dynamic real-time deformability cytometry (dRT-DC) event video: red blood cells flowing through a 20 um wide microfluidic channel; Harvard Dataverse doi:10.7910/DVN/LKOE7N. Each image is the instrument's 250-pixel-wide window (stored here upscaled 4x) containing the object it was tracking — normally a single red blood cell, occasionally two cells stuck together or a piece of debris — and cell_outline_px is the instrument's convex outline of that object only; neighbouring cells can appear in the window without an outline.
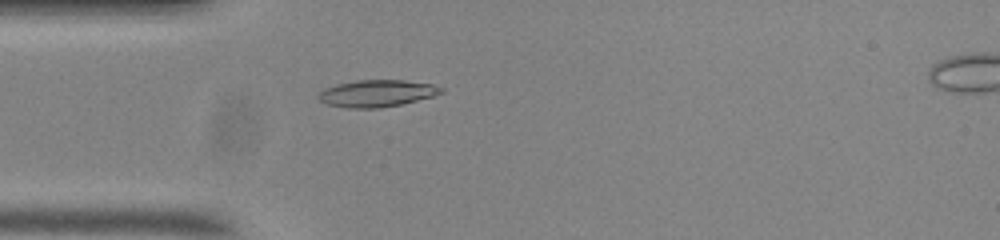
{"species": "common noctule bat (a hibernating species)", "species_latin": "Nyctalus noctula", "temperature_condition": "room temperature", "stored_images_in_passage": 54, "camera_frame_rate_fps": 3000, "um_per_image_px": 0.085, "animal": {"sex": "male", "body_mass_g": 20.0, "forearm_length_mm": 53.3}, "frame": {"image": 1, "passage_image": 15, "time_ms": 4.667, "image_size_px": [1000, 240], "cell_outline_px": [[444, 92], [432, 96], [400, 104], [380, 108], [348, 108], [328, 104], [320, 100], [316, 96], [324, 88], [336, 84], [356, 80], [404, 80], [432, 84], [444, 88]], "centroid_in_image_um": [32.02, 7.93], "position_along_channel_um": 53.0, "area_um2": 19.19}}
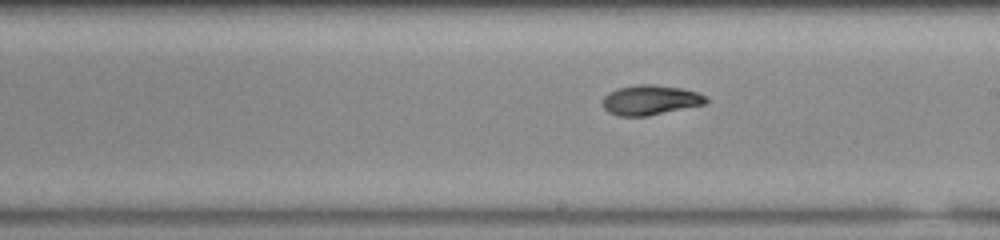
{"frame": {"image": 2, "passage_image": 30, "time_ms": 9.667, "image_size_px": [1000, 240], "cell_outline_px": [[708, 100], [704, 104], [648, 116], [616, 116], [608, 112], [604, 108], [604, 96], [608, 92], [620, 88], [636, 84], [652, 84], [680, 88], [696, 92], [704, 96]], "centroid_in_image_um": [55.24, 8.51], "position_along_channel_um": 233.8, "area_um2": 17.8}}
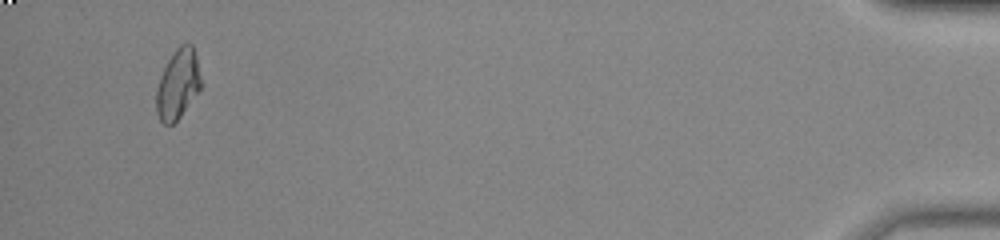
{"frame": {"image": 3, "passage_image": 52, "time_ms": 17.0, "image_size_px": [1000, 240], "cell_outline_px": [[200, 88], [180, 116], [172, 124], [164, 124], [160, 120], [156, 112], [156, 92], [160, 76], [172, 52], [180, 44], [192, 44], [196, 56], [200, 80]], "centroid_in_image_um": [15.09, 7.14], "position_along_channel_um": 420.1, "area_um2": 17.74}, "authors_computed_cell_mechanics": {"area_um2": 18.1492, "velocity_mm_per_s": 3.7068, "shape_relaxation_time_tau1_ms": 6.6986, "shape_relaxation_time_tau2_ms": 2.1891, "deformation_change_tau1": 0.1897, "deformation_change_tau2": 0.0603}}